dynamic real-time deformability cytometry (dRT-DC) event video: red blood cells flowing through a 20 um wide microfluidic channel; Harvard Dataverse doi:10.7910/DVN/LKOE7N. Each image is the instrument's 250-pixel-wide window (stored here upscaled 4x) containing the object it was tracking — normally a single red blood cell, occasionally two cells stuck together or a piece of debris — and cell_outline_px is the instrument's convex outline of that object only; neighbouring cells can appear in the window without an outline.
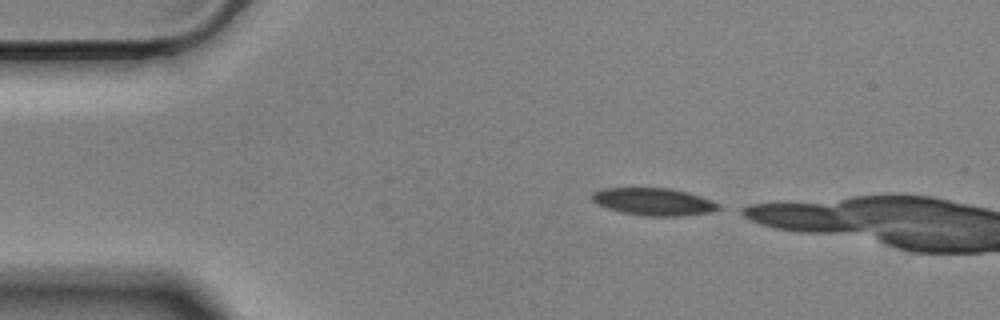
{"species": "Egyptian fruit bat (a non-hibernating species)", "species_latin": "Rousettus aegyptiacus", "temperature_condition": "cold", "stored_images_in_passage": 4, "camera_frame_rate_fps": 3000, "um_per_image_px": 0.085, "animal": {"sex": "male"}, "frame": {"image": 1, "passage_image": 1, "time_ms": 0.0, "image_size_px": [1000, 320], "cell_outline_px": [[720, 208], [712, 212], [684, 216], [644, 216], [620, 212], [596, 204], [592, 200], [592, 192], [600, 188], [668, 188], [700, 196], [712, 200], [720, 204]], "centroid_in_image_um": [55.54, 17.15], "position_along_channel_um": 29.5, "area_um2": 20.29}}